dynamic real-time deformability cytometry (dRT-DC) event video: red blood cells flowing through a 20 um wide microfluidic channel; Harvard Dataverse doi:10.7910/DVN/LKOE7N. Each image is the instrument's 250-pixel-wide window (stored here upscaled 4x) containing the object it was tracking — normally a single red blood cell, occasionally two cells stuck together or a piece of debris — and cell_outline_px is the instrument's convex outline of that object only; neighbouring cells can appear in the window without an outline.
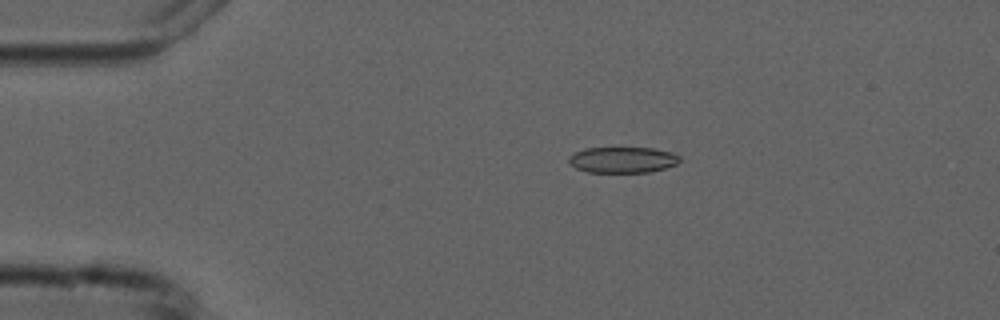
{"species": "common noctule bat (a hibernating species)", "species_latin": "Nyctalus noctula", "temperature_condition": "cold", "stored_images_in_passage": 3, "camera_frame_rate_fps": 3000, "um_per_image_px": 0.085, "animal": {"sex": "male", "forearm_length_mm": 52.5}, "frame": {"image": 1, "passage_image": 1, "time_ms": 0.0, "image_size_px": [1000, 320], "cell_outline_px": [[680, 160], [676, 164], [664, 168], [648, 172], [588, 172], [576, 168], [568, 160], [568, 156], [584, 148], [652, 148], [672, 152], [680, 156]], "centroid_in_image_um": [52.92, 13.58], "position_along_channel_um": 32.1, "area_um2": 16.65}}
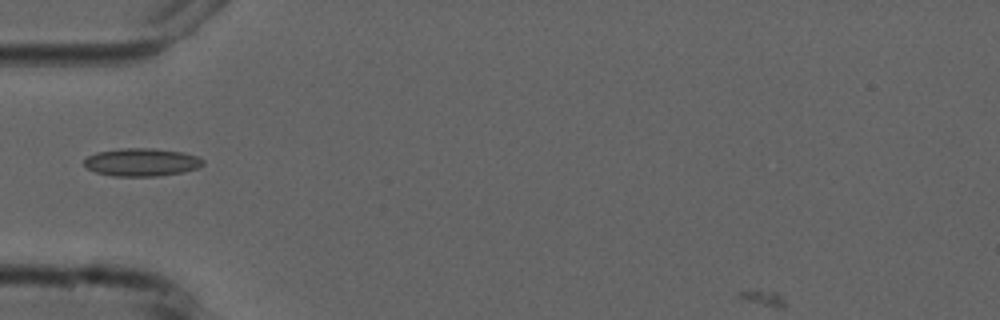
{"frame": {"image": 2, "passage_image": 3, "time_ms": 2.333, "image_size_px": [1000, 320], "cell_outline_px": [[204, 164], [200, 168], [184, 172], [156, 176], [112, 176], [96, 172], [88, 168], [84, 164], [84, 160], [88, 156], [96, 152], [120, 148], [152, 148], [184, 152], [196, 156], [204, 160]], "centroid_in_image_um": [12.07, 13.78], "position_along_channel_um": 72.9, "area_um2": 19.48}}